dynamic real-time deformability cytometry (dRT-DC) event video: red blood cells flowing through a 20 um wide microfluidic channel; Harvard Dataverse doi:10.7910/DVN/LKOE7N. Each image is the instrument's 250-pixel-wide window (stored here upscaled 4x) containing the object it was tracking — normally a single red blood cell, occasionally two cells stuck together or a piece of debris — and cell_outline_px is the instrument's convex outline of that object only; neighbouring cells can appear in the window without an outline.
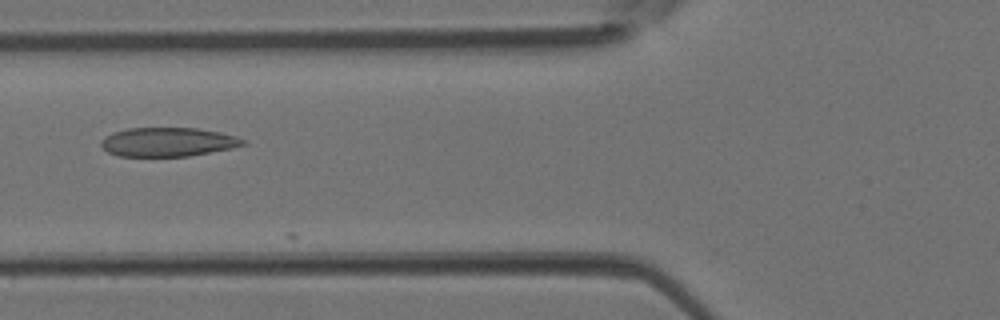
{"species": "Egyptian fruit bat (a non-hibernating species)", "species_latin": "Rousettus aegyptiacus", "temperature_condition": "room temperature", "stored_images_in_passage": 14, "camera_frame_rate_fps": 3000, "um_per_image_px": 0.085, "animal": {"sex": "female"}, "frame": {"image": 1, "passage_image": 11, "time_ms": 3.333, "image_size_px": [1000, 320], "cell_outline_px": [[248, 144], [232, 148], [188, 156], [116, 156], [108, 152], [100, 144], [100, 140], [112, 132], [128, 128], [196, 128], [220, 132], [236, 136], [248, 140]], "centroid_in_image_um": [14.29, 12.07], "position_along_channel_um": 111.5, "area_um2": 24.1}}
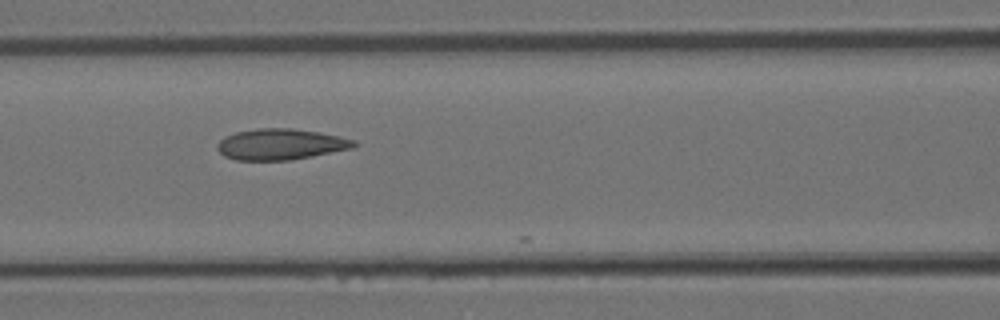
{"frame": {"image": 2, "passage_image": 13, "time_ms": 4.0, "image_size_px": [1000, 320], "cell_outline_px": [[360, 144], [356, 148], [292, 160], [236, 160], [224, 156], [216, 148], [216, 144], [224, 136], [236, 132], [256, 128], [292, 128], [316, 132], [356, 140]], "centroid_in_image_um": [23.87, 12.27], "position_along_channel_um": 142.7, "area_um2": 24.91}}